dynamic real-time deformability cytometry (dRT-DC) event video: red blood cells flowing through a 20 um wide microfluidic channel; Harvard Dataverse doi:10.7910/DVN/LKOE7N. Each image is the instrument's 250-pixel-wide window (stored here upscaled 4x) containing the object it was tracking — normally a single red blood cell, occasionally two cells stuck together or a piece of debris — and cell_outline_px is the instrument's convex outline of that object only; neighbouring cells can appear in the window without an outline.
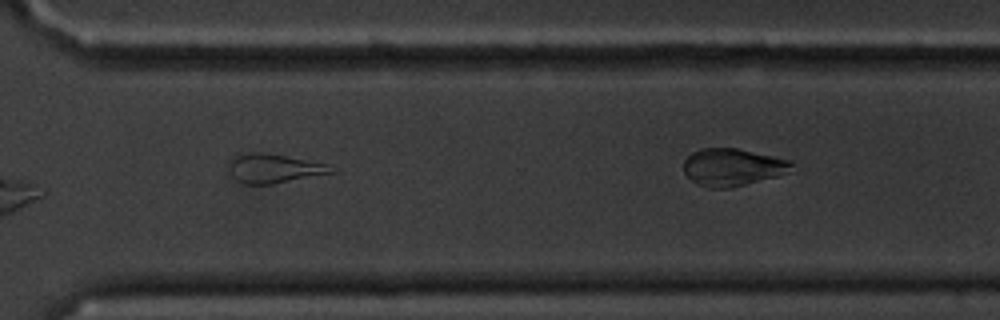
{"species": "common noctule bat (a hibernating species)", "species_latin": "Nyctalus noctula", "temperature_condition": "cold", "stored_images_in_passage": 16, "camera_frame_rate_fps": 3000, "um_per_image_px": 0.085, "animal": {"sex": "male", "body_mass_g": 20.1, "forearm_length_mm": 53.5}, "frame": {"image": 1, "passage_image": 12, "time_ms": 3.667, "image_size_px": [1000, 320], "cell_outline_px": [[336, 172], [272, 184], [244, 184], [236, 180], [232, 176], [228, 168], [228, 164], [236, 152], [260, 152], [284, 156], [328, 164]], "centroid_in_image_um": [23.21, 14.31], "position_along_channel_um": 347.4, "area_um2": 17.4}}